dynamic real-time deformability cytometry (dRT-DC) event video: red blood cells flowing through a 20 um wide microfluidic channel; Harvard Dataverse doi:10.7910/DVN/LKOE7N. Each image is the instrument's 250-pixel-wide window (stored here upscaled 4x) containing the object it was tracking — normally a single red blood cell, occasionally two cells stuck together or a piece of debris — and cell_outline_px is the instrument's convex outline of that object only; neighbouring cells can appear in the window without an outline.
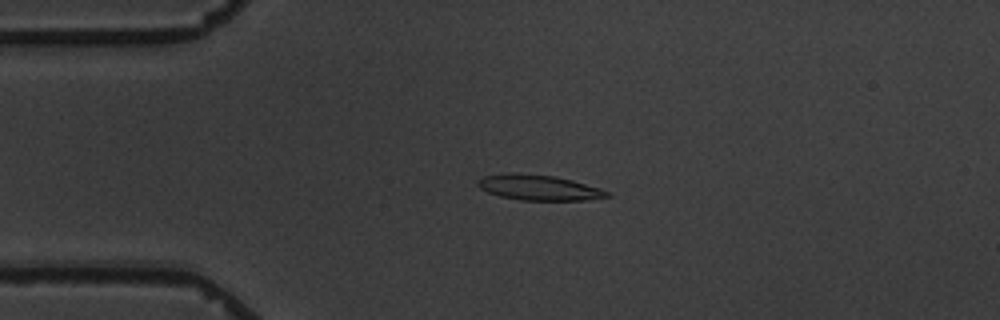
{"species": "common noctule bat (a hibernating species)", "species_latin": "Nyctalus noctula", "temperature_condition": "warm", "stored_images_in_passage": 6, "camera_frame_rate_fps": 3000, "um_per_image_px": 0.085, "animal": {"sex": "male", "body_mass_g": 19.5, "forearm_length_mm": 54.6}, "frame": {"image": 1, "passage_image": 4, "time_ms": 3.333, "image_size_px": [1000, 320], "cell_outline_px": [[612, 196], [584, 200], [520, 200], [500, 196], [488, 192], [480, 188], [476, 184], [484, 176], [508, 172], [556, 176], [572, 180], [600, 188], [608, 192]], "centroid_in_image_um": [45.8, 15.94], "position_along_channel_um": 39.2, "area_um2": 19.02}}
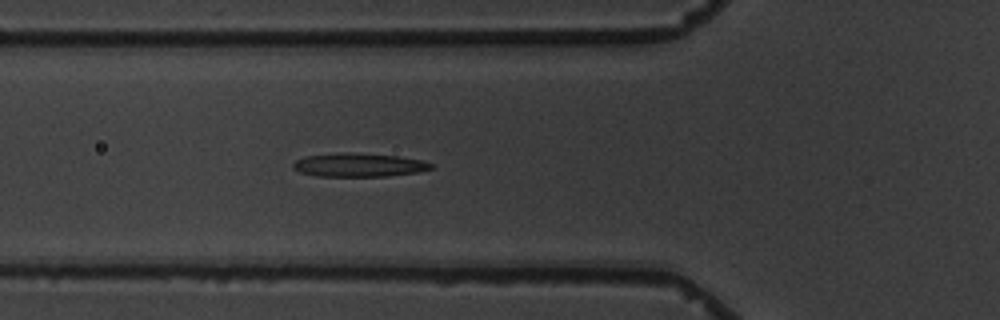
{"frame": {"image": 2, "passage_image": 6, "time_ms": 5.667, "image_size_px": [1000, 320], "cell_outline_px": [[432, 168], [420, 172], [388, 176], [316, 176], [300, 172], [292, 168], [292, 164], [296, 160], [304, 156], [340, 152], [344, 152], [396, 156], [420, 160], [432, 164]], "centroid_in_image_um": [30.45, 14.02], "position_along_channel_um": 95.4, "area_um2": 18.9}}